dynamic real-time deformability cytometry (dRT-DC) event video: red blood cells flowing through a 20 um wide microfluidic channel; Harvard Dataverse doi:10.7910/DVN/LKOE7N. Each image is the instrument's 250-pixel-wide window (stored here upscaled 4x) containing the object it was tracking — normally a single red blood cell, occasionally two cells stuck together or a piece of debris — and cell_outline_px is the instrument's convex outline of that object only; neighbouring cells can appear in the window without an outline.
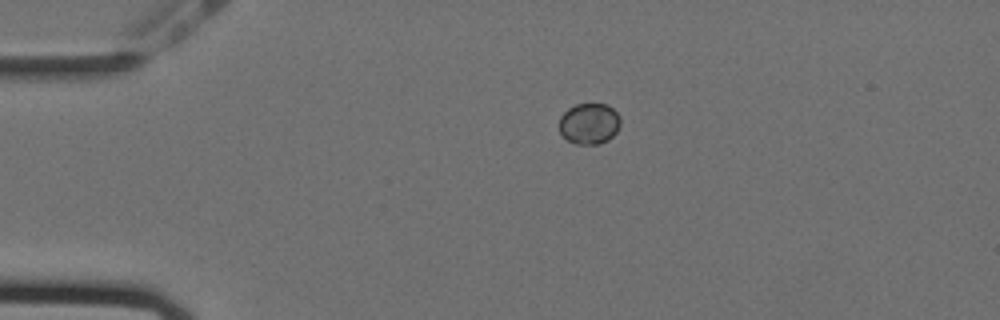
{"species": "Egyptian fruit bat (a non-hibernating species)", "species_latin": "Rousettus aegyptiacus", "temperature_condition": "cold", "stored_images_in_passage": 46, "camera_frame_rate_fps": 3000, "um_per_image_px": 0.085, "animal": {"sex": "female"}, "frame": {"image": 1, "passage_image": 1, "time_ms": 0.0, "image_size_px": [1000, 320], "cell_outline_px": [[620, 124], [616, 132], [608, 140], [600, 144], [576, 144], [568, 140], [560, 132], [560, 116], [568, 108], [576, 104], [608, 104], [620, 116]], "centroid_in_image_um": [50.09, 10.5], "position_along_channel_um": 34.9, "area_um2": 14.62}}
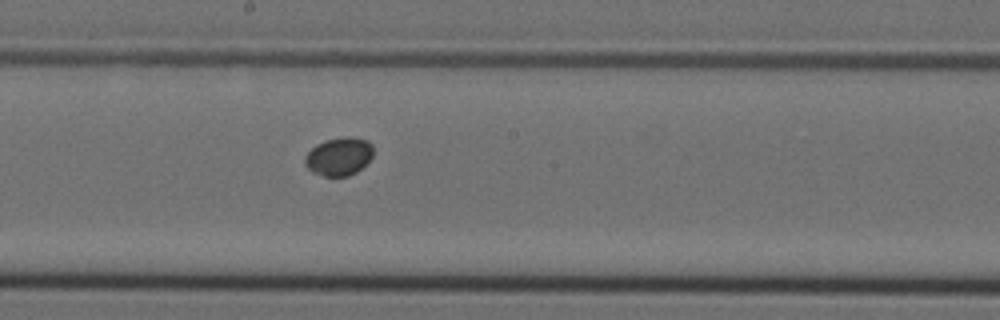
{"frame": {"image": 2, "passage_image": 20, "time_ms": 6.333, "image_size_px": [1000, 320], "cell_outline_px": [[372, 156], [368, 164], [356, 172], [348, 176], [324, 176], [312, 172], [304, 164], [304, 156], [316, 144], [324, 140], [344, 136], [352, 136], [368, 140], [372, 144]], "centroid_in_image_um": [28.82, 13.29], "position_along_channel_um": 219.4, "area_um2": 15.49}}
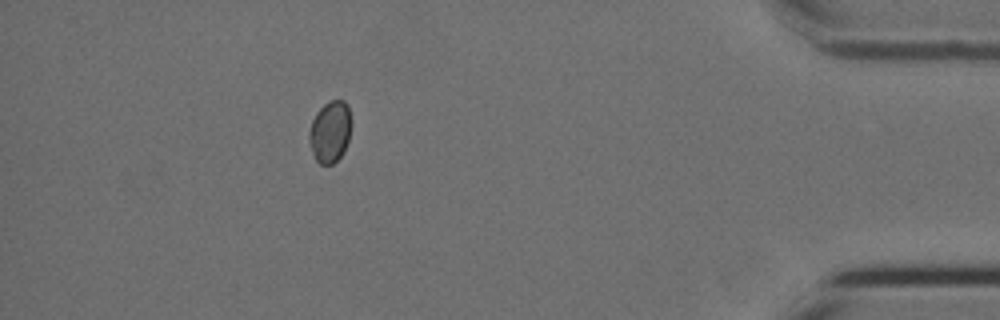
{"frame": {"image": 3, "passage_image": 40, "time_ms": 13.0, "image_size_px": [1000, 320], "cell_outline_px": [[348, 140], [344, 152], [332, 164], [320, 164], [316, 160], [312, 152], [308, 140], [308, 132], [312, 120], [316, 112], [328, 100], [344, 100], [348, 104]], "centroid_in_image_um": [28.0, 11.19], "position_along_channel_um": 407.2, "area_um2": 14.85}}